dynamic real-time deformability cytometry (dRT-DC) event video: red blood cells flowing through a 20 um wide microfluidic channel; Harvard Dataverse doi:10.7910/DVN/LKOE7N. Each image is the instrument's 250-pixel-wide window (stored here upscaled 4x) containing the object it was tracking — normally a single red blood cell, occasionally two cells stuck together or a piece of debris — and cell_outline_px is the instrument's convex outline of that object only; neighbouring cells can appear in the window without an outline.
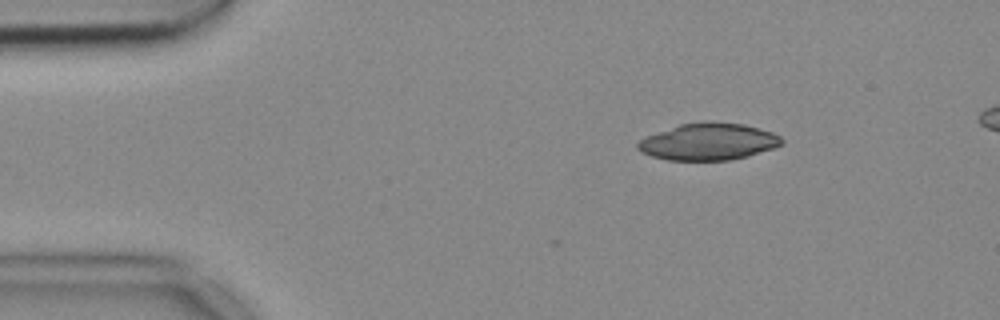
{"species": "common noctule bat (a hibernating species)", "species_latin": "Nyctalus noctula", "temperature_condition": "cold", "stored_images_in_passage": 6, "camera_frame_rate_fps": 3000, "um_per_image_px": 0.085, "animal": {"sex": "female", "body_mass_g": 18.4}, "frame": {"image": 1, "passage_image": 1, "time_ms": 0.0, "image_size_px": [1000, 320], "cell_outline_px": [[784, 144], [748, 156], [728, 160], [668, 160], [652, 156], [640, 152], [636, 148], [636, 144], [640, 140], [648, 136], [680, 124], [744, 124], [760, 128], [772, 132], [780, 136], [784, 140]], "centroid_in_image_um": [60.23, 12.08], "position_along_channel_um": 24.8, "area_um2": 30.11}}